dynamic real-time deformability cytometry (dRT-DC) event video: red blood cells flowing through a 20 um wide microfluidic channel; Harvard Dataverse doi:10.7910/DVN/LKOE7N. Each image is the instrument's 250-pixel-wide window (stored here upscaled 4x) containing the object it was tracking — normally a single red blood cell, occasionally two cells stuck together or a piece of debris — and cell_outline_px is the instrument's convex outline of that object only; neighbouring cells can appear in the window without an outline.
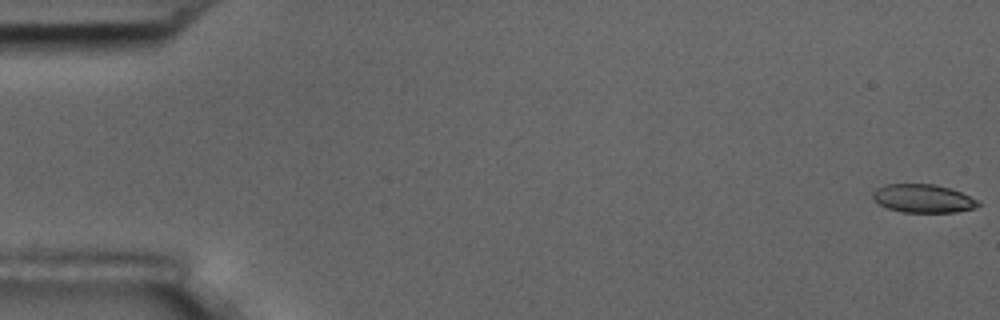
{"species": "common noctule bat (a hibernating species)", "species_latin": "Nyctalus noctula", "temperature_condition": "room temperature", "stored_images_in_passage": 56, "camera_frame_rate_fps": 3000, "um_per_image_px": 0.085, "animal": {"sex": "male", "body_mass_g": 17.5, "forearm_length_mm": 52.3}, "frame": {"image": 1, "passage_image": 1, "time_ms": 0.0, "image_size_px": [1000, 320], "cell_outline_px": [[980, 204], [976, 208], [956, 212], [904, 212], [888, 208], [872, 200], [872, 192], [876, 188], [888, 184], [936, 184], [960, 192], [980, 200]], "centroid_in_image_um": [78.47, 16.87], "position_along_channel_um": 6.5, "area_um2": 17.46}}
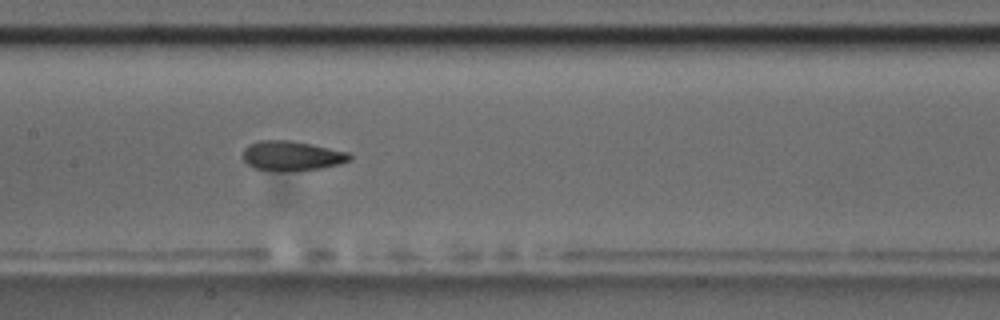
{"frame": {"image": 2, "passage_image": 28, "time_ms": 9.0, "image_size_px": [1000, 320], "cell_outline_px": [[352, 156], [348, 160], [340, 164], [320, 168], [280, 172], [252, 168], [244, 160], [244, 148], [248, 144], [260, 140], [288, 140], [312, 144], [348, 152]], "centroid_in_image_um": [24.77, 13.25], "position_along_channel_um": 182.6, "area_um2": 18.5}}
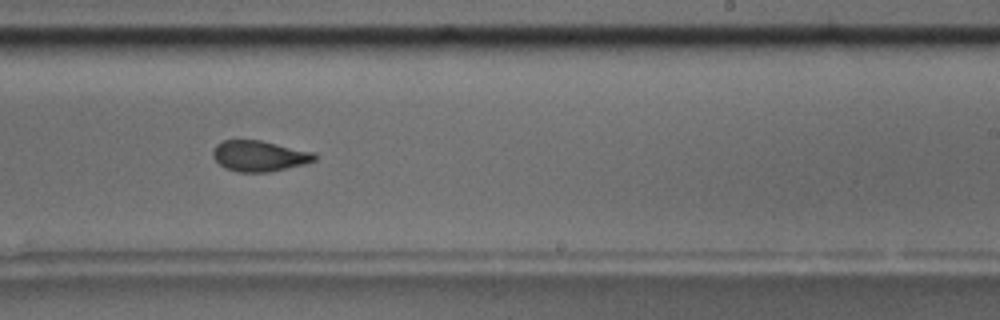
{"frame": {"image": 3, "passage_image": 35, "time_ms": 11.333, "image_size_px": [1000, 320], "cell_outline_px": [[316, 160], [304, 164], [268, 172], [236, 172], [224, 168], [212, 156], [212, 152], [216, 144], [220, 140], [260, 140], [312, 152], [316, 156]], "centroid_in_image_um": [21.98, 13.26], "position_along_channel_um": 267.0, "area_um2": 18.15}, "authors_computed_cell_mechanics": {"area_um2": 18.5538, "velocity_mm_per_s": 3.6363, "shape_relaxation_time_tau1_ms": 3.5691, "shape_relaxation_time_tau2_ms": 1.751, "deformation_change_tau1": 0.149, "deformation_change_tau2": 0.0859}}